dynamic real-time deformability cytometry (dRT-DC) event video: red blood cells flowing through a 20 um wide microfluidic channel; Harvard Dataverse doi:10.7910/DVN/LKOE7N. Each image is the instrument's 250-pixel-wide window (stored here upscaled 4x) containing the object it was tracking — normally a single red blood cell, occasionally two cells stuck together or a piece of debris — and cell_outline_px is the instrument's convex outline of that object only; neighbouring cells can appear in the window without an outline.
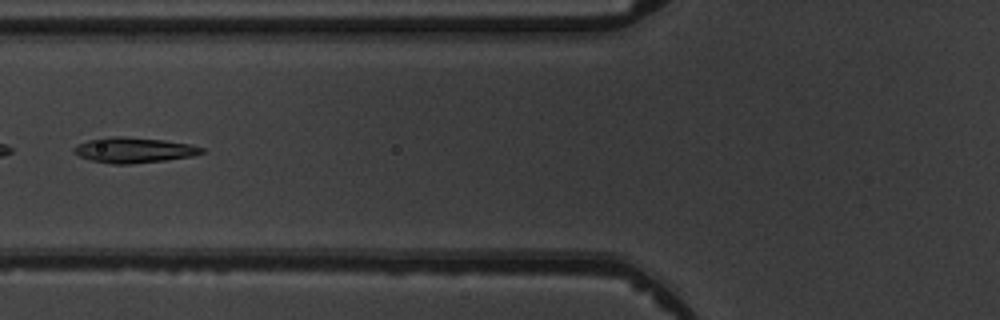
{"species": "common noctule bat (a hibernating species)", "species_latin": "Nyctalus noctula", "temperature_condition": "warm", "stored_images_in_passage": 6, "camera_frame_rate_fps": 3000, "um_per_image_px": 0.085, "animal": {"sex": "male", "body_mass_g": 19.5, "forearm_length_mm": 54.6}, "frame": {"image": 1, "passage_image": 6, "time_ms": 5.667, "image_size_px": [1000, 320], "cell_outline_px": [[204, 152], [192, 156], [164, 160], [128, 164], [112, 164], [92, 160], [80, 156], [72, 152], [72, 148], [88, 140], [112, 136], [120, 136], [164, 140], [192, 144], [204, 148]], "centroid_in_image_um": [11.39, 12.75], "position_along_channel_um": 114.4, "area_um2": 18.73}}